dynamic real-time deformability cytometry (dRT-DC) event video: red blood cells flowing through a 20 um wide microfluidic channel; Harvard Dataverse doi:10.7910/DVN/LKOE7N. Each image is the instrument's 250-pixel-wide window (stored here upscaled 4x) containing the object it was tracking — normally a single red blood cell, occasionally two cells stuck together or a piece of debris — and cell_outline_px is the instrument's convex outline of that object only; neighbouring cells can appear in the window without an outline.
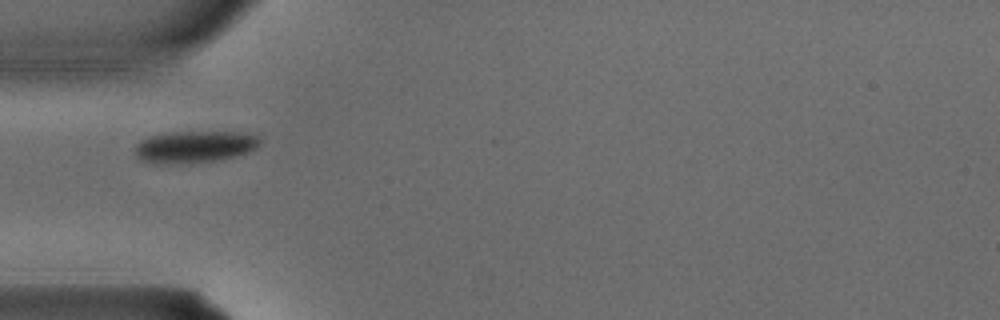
{"species": "common noctule bat (a hibernating species)", "species_latin": "Nyctalus noctula", "temperature_condition": "warm", "stored_images_in_passage": 1, "camera_frame_rate_fps": 3000, "um_per_image_px": 0.085, "animal": {"sex": "male", "body_mass_g": 15.6}, "frame": {"image": 1, "passage_image": 1, "time_ms": 0.0, "image_size_px": [1000, 320], "cell_outline_px": [[260, 144], [256, 148], [248, 152], [236, 156], [212, 160], [180, 164], [156, 164], [140, 160], [136, 156], [136, 144], [140, 140], [148, 136], [168, 132], [244, 132], [256, 136], [260, 140]], "centroid_in_image_um": [16.49, 12.47], "position_along_channel_um": 68.5, "area_um2": 23.29}}